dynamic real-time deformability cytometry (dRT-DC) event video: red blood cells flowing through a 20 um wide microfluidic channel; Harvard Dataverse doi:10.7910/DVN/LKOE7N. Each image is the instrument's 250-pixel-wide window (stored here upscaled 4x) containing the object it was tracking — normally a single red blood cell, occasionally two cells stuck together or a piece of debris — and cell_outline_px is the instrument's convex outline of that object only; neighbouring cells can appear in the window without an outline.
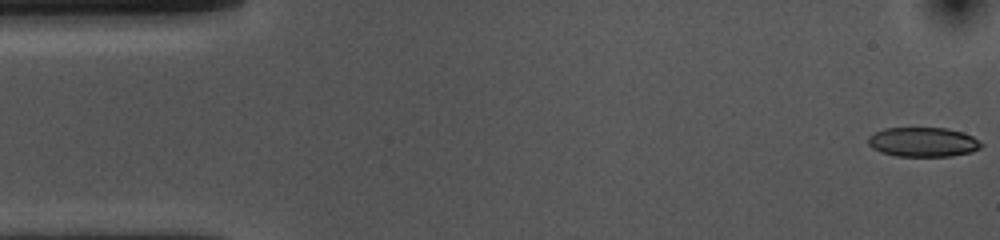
{"species": "common noctule bat (a hibernating species)", "species_latin": "Nyctalus noctula", "temperature_condition": "cold", "stored_images_in_passage": 55, "camera_frame_rate_fps": 3000, "um_per_image_px": 0.085, "animal": {"sex": "female", "body_mass_g": 10.0, "forearm_length_mm": 53.1}, "frame": {"image": 1, "passage_image": 1, "time_ms": 0.0, "image_size_px": [1000, 240], "cell_outline_px": [[984, 144], [980, 148], [972, 152], [952, 156], [896, 156], [880, 152], [872, 148], [868, 144], [868, 136], [884, 128], [944, 128], [964, 132], [972, 136]], "centroid_in_image_um": [78.47, 12.08], "position_along_channel_um": 6.5, "area_um2": 19.54}}
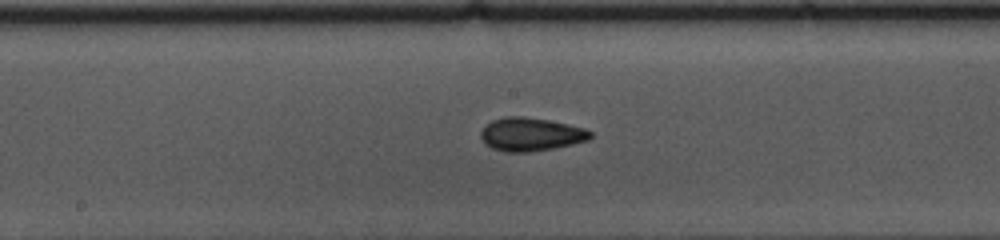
{"frame": {"image": 2, "passage_image": 27, "time_ms": 8.667, "image_size_px": [1000, 240], "cell_outline_px": [[592, 136], [588, 140], [572, 144], [552, 148], [528, 152], [504, 152], [492, 148], [484, 144], [480, 136], [480, 132], [492, 120], [504, 116], [524, 116], [548, 120], [568, 124], [584, 128], [592, 132]], "centroid_in_image_um": [45.1, 11.41], "position_along_channel_um": 203.1, "area_um2": 21.27}}
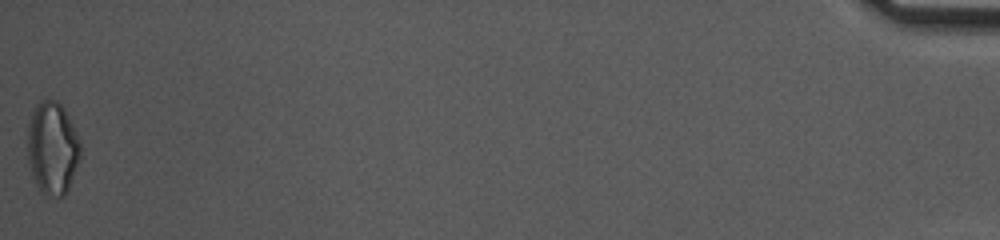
{"frame": {"image": 3, "passage_image": 55, "time_ms": 18.0, "image_size_px": [1000, 240], "cell_outline_px": [[80, 156], [68, 188], [64, 196], [44, 196], [36, 184], [28, 160], [28, 124], [32, 112], [36, 104], [40, 100], [56, 100], [64, 108], [80, 140]], "centroid_in_image_um": [4.45, 12.57], "position_along_channel_um": 430.8, "area_um2": 28.32}, "authors_computed_cell_mechanics": {"area_um2": 20.519, "velocity_mm_per_s": 3.5664, "shape_relaxation_time_tau1_ms": 6.4198, "shape_relaxation_time_tau2_ms": 3.0783, "deformation_change_tau1": 0.1249, "deformation_change_tau2": 0.095}}